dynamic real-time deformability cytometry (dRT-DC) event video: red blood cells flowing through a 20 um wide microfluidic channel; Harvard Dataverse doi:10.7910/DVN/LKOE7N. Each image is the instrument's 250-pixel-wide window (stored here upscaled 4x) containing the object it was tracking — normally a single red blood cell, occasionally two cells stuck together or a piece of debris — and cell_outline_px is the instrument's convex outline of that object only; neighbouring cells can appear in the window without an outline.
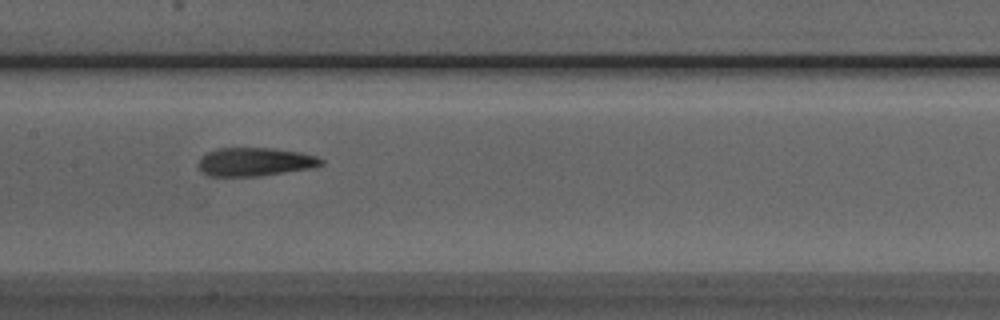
{"species": "Egyptian fruit bat (a non-hibernating species)", "species_latin": "Rousettus aegyptiacus", "temperature_condition": "room temperature", "stored_images_in_passage": 14, "camera_frame_rate_fps": 3000, "um_per_image_px": 0.085, "animal": {"sex": "male"}, "frame": {"image": 1, "passage_image": 7, "time_ms": 7.667, "image_size_px": [1000, 320], "cell_outline_px": [[324, 164], [312, 168], [260, 176], [208, 176], [200, 172], [200, 156], [216, 148], [272, 148], [300, 152], [316, 156], [324, 160]], "centroid_in_image_um": [21.68, 13.76], "position_along_channel_um": 185.7, "area_um2": 20.46}}
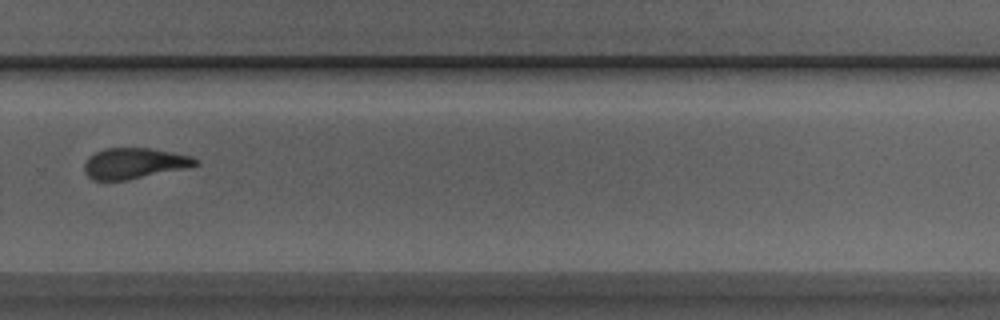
{"frame": {"image": 2, "passage_image": 10, "time_ms": 11.0, "image_size_px": [1000, 320], "cell_outline_px": [[200, 164], [188, 168], [128, 180], [92, 180], [84, 172], [84, 164], [88, 156], [104, 148], [148, 148], [172, 152], [192, 156], [200, 160]], "centroid_in_image_um": [11.43, 13.89], "position_along_channel_um": 318.4, "area_um2": 20.17}}
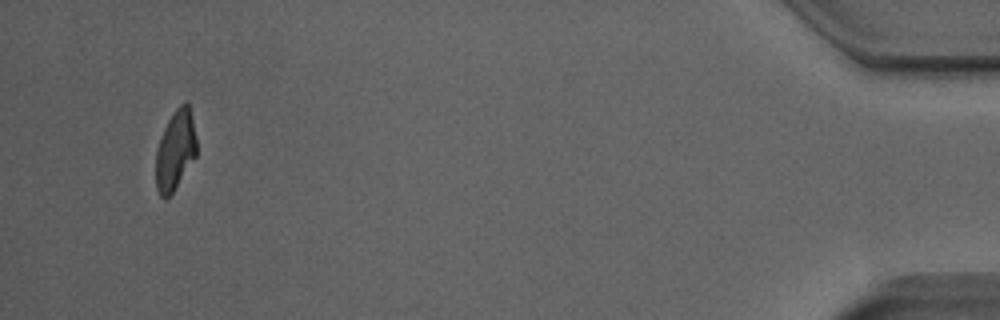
{"frame": {"image": 3, "passage_image": 14, "time_ms": 15.667, "image_size_px": [1000, 320], "cell_outline_px": [[196, 156], [172, 192], [164, 200], [160, 196], [156, 188], [156, 148], [164, 128], [168, 120], [176, 108], [180, 104], [188, 104], [192, 120], [196, 140]], "centroid_in_image_um": [14.88, 12.8], "position_along_channel_um": 420.3, "area_um2": 18.55}, "authors_computed_cell_mechanics": {"area_um2": 19.7098, "velocity_mm_per_s": 3.9802, "shape_relaxation_time_tau1_ms": null, "shape_relaxation_time_tau2_ms": 2.0654, "deformation_change_tau1": null, "deformation_change_tau2": 0.1084}}